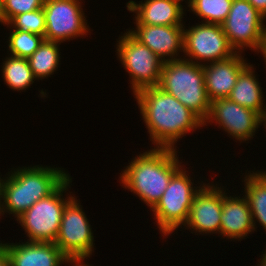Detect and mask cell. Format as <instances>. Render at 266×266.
<instances>
[{
  "mask_svg": "<svg viewBox=\"0 0 266 266\" xmlns=\"http://www.w3.org/2000/svg\"><path fill=\"white\" fill-rule=\"evenodd\" d=\"M133 96L156 148L177 149L179 139L204 127L194 112L158 86L144 88Z\"/></svg>",
  "mask_w": 266,
  "mask_h": 266,
  "instance_id": "6da1fadb",
  "label": "cell"
},
{
  "mask_svg": "<svg viewBox=\"0 0 266 266\" xmlns=\"http://www.w3.org/2000/svg\"><path fill=\"white\" fill-rule=\"evenodd\" d=\"M177 153V149L153 146L140 152L119 173L120 185L152 209L163 196L172 176L184 165Z\"/></svg>",
  "mask_w": 266,
  "mask_h": 266,
  "instance_id": "7a4b0ae2",
  "label": "cell"
},
{
  "mask_svg": "<svg viewBox=\"0 0 266 266\" xmlns=\"http://www.w3.org/2000/svg\"><path fill=\"white\" fill-rule=\"evenodd\" d=\"M6 173L2 182L0 216L6 212L18 218L34 203L52 194L70 174L64 168L30 165Z\"/></svg>",
  "mask_w": 266,
  "mask_h": 266,
  "instance_id": "3957f363",
  "label": "cell"
},
{
  "mask_svg": "<svg viewBox=\"0 0 266 266\" xmlns=\"http://www.w3.org/2000/svg\"><path fill=\"white\" fill-rule=\"evenodd\" d=\"M158 87L174 96L203 122L208 117L211 101L206 92L203 65L184 58L165 61Z\"/></svg>",
  "mask_w": 266,
  "mask_h": 266,
  "instance_id": "277c9868",
  "label": "cell"
},
{
  "mask_svg": "<svg viewBox=\"0 0 266 266\" xmlns=\"http://www.w3.org/2000/svg\"><path fill=\"white\" fill-rule=\"evenodd\" d=\"M189 174L183 165L172 176L163 196L150 210L154 214L156 227L164 238L186 224L193 198L205 184L203 181L201 183L198 181L197 186Z\"/></svg>",
  "mask_w": 266,
  "mask_h": 266,
  "instance_id": "5b68a950",
  "label": "cell"
},
{
  "mask_svg": "<svg viewBox=\"0 0 266 266\" xmlns=\"http://www.w3.org/2000/svg\"><path fill=\"white\" fill-rule=\"evenodd\" d=\"M70 184L72 185L71 176L52 194L38 200L15 219L25 231L27 241L55 243L65 206L75 195L68 190L71 187Z\"/></svg>",
  "mask_w": 266,
  "mask_h": 266,
  "instance_id": "8992f818",
  "label": "cell"
},
{
  "mask_svg": "<svg viewBox=\"0 0 266 266\" xmlns=\"http://www.w3.org/2000/svg\"><path fill=\"white\" fill-rule=\"evenodd\" d=\"M116 55L125 72L129 73V86L134 95L144 88L159 85L164 61L127 30L118 37Z\"/></svg>",
  "mask_w": 266,
  "mask_h": 266,
  "instance_id": "52a82bcc",
  "label": "cell"
},
{
  "mask_svg": "<svg viewBox=\"0 0 266 266\" xmlns=\"http://www.w3.org/2000/svg\"><path fill=\"white\" fill-rule=\"evenodd\" d=\"M266 18L247 0H233L227 18L221 24L236 52L250 49L258 53L266 34Z\"/></svg>",
  "mask_w": 266,
  "mask_h": 266,
  "instance_id": "ba28073f",
  "label": "cell"
},
{
  "mask_svg": "<svg viewBox=\"0 0 266 266\" xmlns=\"http://www.w3.org/2000/svg\"><path fill=\"white\" fill-rule=\"evenodd\" d=\"M200 23L189 26L188 29L184 25V59L205 65L228 59L237 53L220 24Z\"/></svg>",
  "mask_w": 266,
  "mask_h": 266,
  "instance_id": "9c48e42d",
  "label": "cell"
},
{
  "mask_svg": "<svg viewBox=\"0 0 266 266\" xmlns=\"http://www.w3.org/2000/svg\"><path fill=\"white\" fill-rule=\"evenodd\" d=\"M74 196L65 206L55 244L70 259H87L92 256L95 240L80 200Z\"/></svg>",
  "mask_w": 266,
  "mask_h": 266,
  "instance_id": "30bf717a",
  "label": "cell"
},
{
  "mask_svg": "<svg viewBox=\"0 0 266 266\" xmlns=\"http://www.w3.org/2000/svg\"><path fill=\"white\" fill-rule=\"evenodd\" d=\"M82 1L44 0L45 40L63 43L91 33Z\"/></svg>",
  "mask_w": 266,
  "mask_h": 266,
  "instance_id": "8fae6325",
  "label": "cell"
},
{
  "mask_svg": "<svg viewBox=\"0 0 266 266\" xmlns=\"http://www.w3.org/2000/svg\"><path fill=\"white\" fill-rule=\"evenodd\" d=\"M218 125L235 141L240 143L252 140L260 128V115L229 98H220L211 101L210 112L204 120L203 126ZM208 124V125H207ZM235 138V139H234Z\"/></svg>",
  "mask_w": 266,
  "mask_h": 266,
  "instance_id": "7c38bea8",
  "label": "cell"
},
{
  "mask_svg": "<svg viewBox=\"0 0 266 266\" xmlns=\"http://www.w3.org/2000/svg\"><path fill=\"white\" fill-rule=\"evenodd\" d=\"M210 183H205L195 194L188 220L182 230L190 229L195 235L219 234L220 236L222 198L229 193H226L225 187L218 182Z\"/></svg>",
  "mask_w": 266,
  "mask_h": 266,
  "instance_id": "4fadbf2b",
  "label": "cell"
},
{
  "mask_svg": "<svg viewBox=\"0 0 266 266\" xmlns=\"http://www.w3.org/2000/svg\"><path fill=\"white\" fill-rule=\"evenodd\" d=\"M134 26L126 30L164 62L182 58L180 52L183 53L184 25L135 24Z\"/></svg>",
  "mask_w": 266,
  "mask_h": 266,
  "instance_id": "5bb4252c",
  "label": "cell"
},
{
  "mask_svg": "<svg viewBox=\"0 0 266 266\" xmlns=\"http://www.w3.org/2000/svg\"><path fill=\"white\" fill-rule=\"evenodd\" d=\"M243 53L203 65L205 87L210 101L228 98L240 72L249 64Z\"/></svg>",
  "mask_w": 266,
  "mask_h": 266,
  "instance_id": "9a60e30c",
  "label": "cell"
},
{
  "mask_svg": "<svg viewBox=\"0 0 266 266\" xmlns=\"http://www.w3.org/2000/svg\"><path fill=\"white\" fill-rule=\"evenodd\" d=\"M10 257V266H62L69 259L54 242L3 243Z\"/></svg>",
  "mask_w": 266,
  "mask_h": 266,
  "instance_id": "2e32d148",
  "label": "cell"
},
{
  "mask_svg": "<svg viewBox=\"0 0 266 266\" xmlns=\"http://www.w3.org/2000/svg\"><path fill=\"white\" fill-rule=\"evenodd\" d=\"M127 10L134 13V24L144 25H185L182 20L186 9L175 0H129Z\"/></svg>",
  "mask_w": 266,
  "mask_h": 266,
  "instance_id": "e0dca14e",
  "label": "cell"
},
{
  "mask_svg": "<svg viewBox=\"0 0 266 266\" xmlns=\"http://www.w3.org/2000/svg\"><path fill=\"white\" fill-rule=\"evenodd\" d=\"M225 195L222 198L220 236L222 239L241 241L254 233V224L249 204L244 197ZM253 232V233H252Z\"/></svg>",
  "mask_w": 266,
  "mask_h": 266,
  "instance_id": "ac0fdd59",
  "label": "cell"
},
{
  "mask_svg": "<svg viewBox=\"0 0 266 266\" xmlns=\"http://www.w3.org/2000/svg\"><path fill=\"white\" fill-rule=\"evenodd\" d=\"M253 64H248L239 74L229 99L259 115L266 109V101Z\"/></svg>",
  "mask_w": 266,
  "mask_h": 266,
  "instance_id": "d6986e66",
  "label": "cell"
},
{
  "mask_svg": "<svg viewBox=\"0 0 266 266\" xmlns=\"http://www.w3.org/2000/svg\"><path fill=\"white\" fill-rule=\"evenodd\" d=\"M262 170V171H261ZM260 171L246 170L244 179V197L246 198L254 224V230L257 231V225L262 226L266 234V169ZM248 171V172H247Z\"/></svg>",
  "mask_w": 266,
  "mask_h": 266,
  "instance_id": "ffe728a7",
  "label": "cell"
},
{
  "mask_svg": "<svg viewBox=\"0 0 266 266\" xmlns=\"http://www.w3.org/2000/svg\"><path fill=\"white\" fill-rule=\"evenodd\" d=\"M61 43L44 40L39 48L28 58L30 68L36 80H41L54 74L60 66Z\"/></svg>",
  "mask_w": 266,
  "mask_h": 266,
  "instance_id": "44dd1931",
  "label": "cell"
},
{
  "mask_svg": "<svg viewBox=\"0 0 266 266\" xmlns=\"http://www.w3.org/2000/svg\"><path fill=\"white\" fill-rule=\"evenodd\" d=\"M1 71L4 84L12 91H26L36 80L33 76L28 59L6 56Z\"/></svg>",
  "mask_w": 266,
  "mask_h": 266,
  "instance_id": "7402d4cb",
  "label": "cell"
},
{
  "mask_svg": "<svg viewBox=\"0 0 266 266\" xmlns=\"http://www.w3.org/2000/svg\"><path fill=\"white\" fill-rule=\"evenodd\" d=\"M232 2L233 0H192L188 11L202 19L203 23L221 25L228 16Z\"/></svg>",
  "mask_w": 266,
  "mask_h": 266,
  "instance_id": "603a6c76",
  "label": "cell"
},
{
  "mask_svg": "<svg viewBox=\"0 0 266 266\" xmlns=\"http://www.w3.org/2000/svg\"><path fill=\"white\" fill-rule=\"evenodd\" d=\"M10 32L7 43V51L10 56L28 59L45 40L43 36L23 32L20 30L9 29Z\"/></svg>",
  "mask_w": 266,
  "mask_h": 266,
  "instance_id": "cb8c5ba5",
  "label": "cell"
},
{
  "mask_svg": "<svg viewBox=\"0 0 266 266\" xmlns=\"http://www.w3.org/2000/svg\"><path fill=\"white\" fill-rule=\"evenodd\" d=\"M3 26H6L8 29L30 32L44 37L46 29L44 9L40 8L16 15Z\"/></svg>",
  "mask_w": 266,
  "mask_h": 266,
  "instance_id": "d4e9b609",
  "label": "cell"
},
{
  "mask_svg": "<svg viewBox=\"0 0 266 266\" xmlns=\"http://www.w3.org/2000/svg\"><path fill=\"white\" fill-rule=\"evenodd\" d=\"M44 0H0V24H7L14 16L43 8Z\"/></svg>",
  "mask_w": 266,
  "mask_h": 266,
  "instance_id": "484cf974",
  "label": "cell"
},
{
  "mask_svg": "<svg viewBox=\"0 0 266 266\" xmlns=\"http://www.w3.org/2000/svg\"><path fill=\"white\" fill-rule=\"evenodd\" d=\"M0 266H10V257L6 246L0 240Z\"/></svg>",
  "mask_w": 266,
  "mask_h": 266,
  "instance_id": "4316f807",
  "label": "cell"
},
{
  "mask_svg": "<svg viewBox=\"0 0 266 266\" xmlns=\"http://www.w3.org/2000/svg\"><path fill=\"white\" fill-rule=\"evenodd\" d=\"M259 13L266 18V0H247Z\"/></svg>",
  "mask_w": 266,
  "mask_h": 266,
  "instance_id": "83f0119b",
  "label": "cell"
},
{
  "mask_svg": "<svg viewBox=\"0 0 266 266\" xmlns=\"http://www.w3.org/2000/svg\"><path fill=\"white\" fill-rule=\"evenodd\" d=\"M70 264H71V266H92V264H90V265L88 264V262L85 258H83V259H70L68 261V265L70 266Z\"/></svg>",
  "mask_w": 266,
  "mask_h": 266,
  "instance_id": "f1b7e54d",
  "label": "cell"
},
{
  "mask_svg": "<svg viewBox=\"0 0 266 266\" xmlns=\"http://www.w3.org/2000/svg\"><path fill=\"white\" fill-rule=\"evenodd\" d=\"M261 54V55H263V57H264V62H265V65H266V34H265V36H264V39H263V43H262V46H261V48H260V51L258 52V54ZM266 68V67H265Z\"/></svg>",
  "mask_w": 266,
  "mask_h": 266,
  "instance_id": "f546056e",
  "label": "cell"
},
{
  "mask_svg": "<svg viewBox=\"0 0 266 266\" xmlns=\"http://www.w3.org/2000/svg\"><path fill=\"white\" fill-rule=\"evenodd\" d=\"M259 125H261V126L263 125L264 128L266 129V109L263 110L262 113L260 114V124Z\"/></svg>",
  "mask_w": 266,
  "mask_h": 266,
  "instance_id": "4dcf8cb0",
  "label": "cell"
},
{
  "mask_svg": "<svg viewBox=\"0 0 266 266\" xmlns=\"http://www.w3.org/2000/svg\"><path fill=\"white\" fill-rule=\"evenodd\" d=\"M262 253L263 254L261 256H259V257H261V259L259 260L260 262H258L257 266H266V249Z\"/></svg>",
  "mask_w": 266,
  "mask_h": 266,
  "instance_id": "1f68e13d",
  "label": "cell"
},
{
  "mask_svg": "<svg viewBox=\"0 0 266 266\" xmlns=\"http://www.w3.org/2000/svg\"><path fill=\"white\" fill-rule=\"evenodd\" d=\"M2 175L0 176V208H1V196H2V182L4 177H2Z\"/></svg>",
  "mask_w": 266,
  "mask_h": 266,
  "instance_id": "d6a6232c",
  "label": "cell"
},
{
  "mask_svg": "<svg viewBox=\"0 0 266 266\" xmlns=\"http://www.w3.org/2000/svg\"><path fill=\"white\" fill-rule=\"evenodd\" d=\"M175 1H178L179 3L183 4L182 2L185 1V0H175ZM192 0H187V7L190 5Z\"/></svg>",
  "mask_w": 266,
  "mask_h": 266,
  "instance_id": "836d02e7",
  "label": "cell"
}]
</instances>
